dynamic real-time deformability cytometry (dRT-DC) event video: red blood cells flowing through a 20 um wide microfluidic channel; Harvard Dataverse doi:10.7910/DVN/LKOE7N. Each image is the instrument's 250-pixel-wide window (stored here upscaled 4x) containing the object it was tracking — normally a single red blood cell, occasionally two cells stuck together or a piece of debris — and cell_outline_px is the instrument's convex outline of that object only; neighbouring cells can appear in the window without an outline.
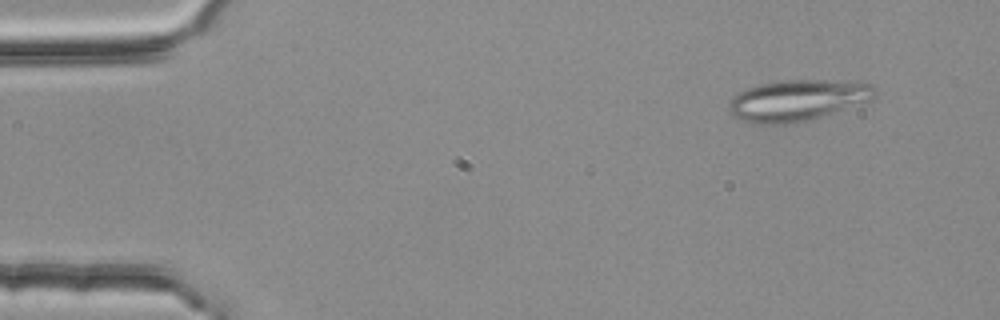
{"species": "common noctule bat (a hibernating species)", "species_latin": "Nyctalus noctula", "temperature_condition": "room temperature", "stored_images_in_passage": 2, "camera_frame_rate_fps": 3000, "um_per_image_px": 0.085, "animal": {"sex": "female", "body_mass_g": 25.1}, "frame": {"image": 1, "passage_image": 1, "time_ms": 0.0, "image_size_px": [1000, 320], "cell_outline_px": [[876, 96], [872, 100], [808, 120], [776, 124], [772, 124], [748, 120], [732, 116], [728, 112], [728, 104], [740, 92], [748, 88], [760, 84], [784, 80], [860, 80], [872, 84], [876, 92]], "centroid_in_image_um": [67.88, 8.48], "position_along_channel_um": 17.1, "area_um2": 34.62}}